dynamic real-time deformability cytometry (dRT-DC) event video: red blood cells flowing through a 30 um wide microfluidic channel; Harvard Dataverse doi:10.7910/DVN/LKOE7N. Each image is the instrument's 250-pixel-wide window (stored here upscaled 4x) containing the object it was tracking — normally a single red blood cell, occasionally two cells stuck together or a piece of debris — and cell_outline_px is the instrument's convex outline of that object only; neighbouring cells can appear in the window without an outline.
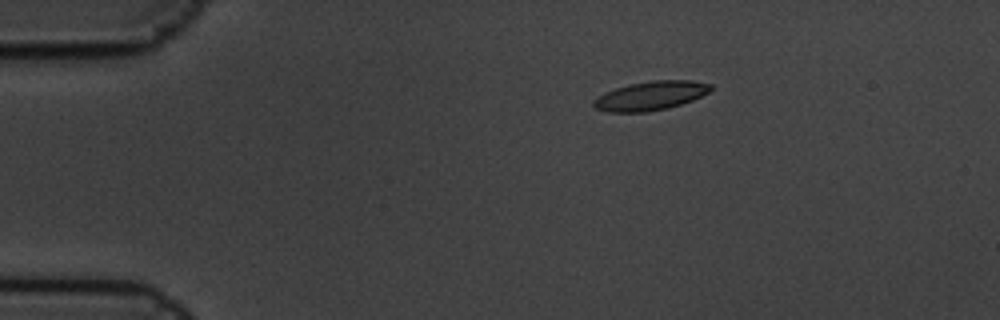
{"species": "common noctule bat (a hibernating species)", "species_latin": "Nyctalus noctula", "temperature_condition": "cold", "stored_images_in_passage": 3, "camera_frame_rate_fps": 3000, "um_per_image_px": 0.085, "animal": {"sex": "male", "body_mass_g": 19.5, "forearm_length_mm": 54.6}, "frame": {"image": 1, "passage_image": 1, "time_ms": 0.0, "image_size_px": [1000, 320], "cell_outline_px": [[712, 88], [708, 92], [692, 100], [668, 108], [644, 112], [608, 112], [596, 108], [592, 104], [592, 100], [604, 92], [628, 84], [652, 80], [692, 80], [712, 84]], "centroid_in_image_um": [55.27, 8.13], "position_along_channel_um": 29.7, "area_um2": 19.77}}